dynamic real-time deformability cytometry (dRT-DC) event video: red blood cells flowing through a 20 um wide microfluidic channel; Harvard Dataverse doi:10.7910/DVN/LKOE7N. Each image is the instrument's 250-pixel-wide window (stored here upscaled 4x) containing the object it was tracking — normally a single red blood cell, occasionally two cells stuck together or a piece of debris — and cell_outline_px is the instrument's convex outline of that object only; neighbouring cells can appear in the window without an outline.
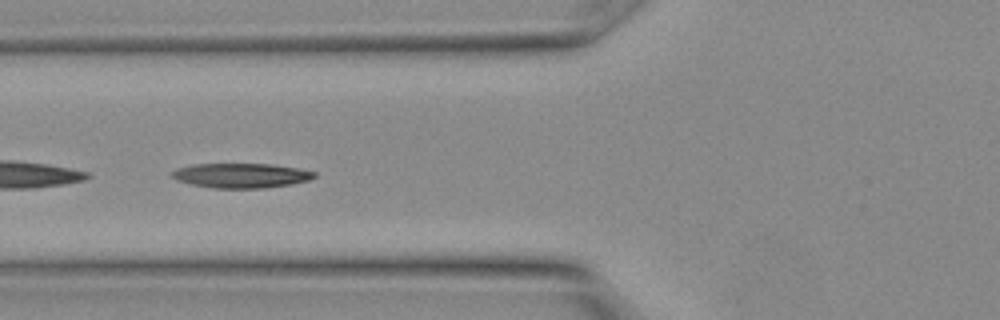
{"species": "Egyptian fruit bat (a non-hibernating species)", "species_latin": "Rousettus aegyptiacus", "temperature_condition": "warm", "stored_images_in_passage": 15, "segment_of_instrument_passage": [2, 2], "camera_frame_rate_fps": 3000, "um_per_image_px": 0.085, "animal": {"sex": "female"}, "frame": {"image": 1, "passage_image": 10, "time_ms": 3.0, "image_size_px": [1000, 320], "cell_outline_px": [[316, 176], [308, 180], [292, 184], [264, 188], [212, 188], [192, 184], [180, 180], [172, 176], [172, 172], [176, 168], [192, 164], [272, 164], [300, 168], [316, 172]], "centroid_in_image_um": [20.54, 14.91], "position_along_channel_um": 105.3, "area_um2": 20.4}}
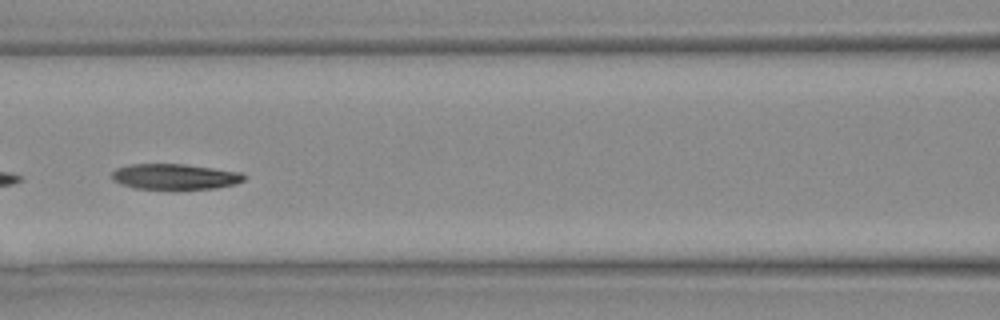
{"frame": {"image": 2, "passage_image": 12, "time_ms": 3.667, "image_size_px": [1000, 320], "cell_outline_px": [[248, 176], [244, 180], [236, 184], [216, 188], [136, 188], [120, 184], [112, 180], [112, 172], [116, 168], [128, 164], [184, 164], [244, 172]], "centroid_in_image_um": [14.9, 14.99], "position_along_channel_um": 151.7, "area_um2": 19.71}}
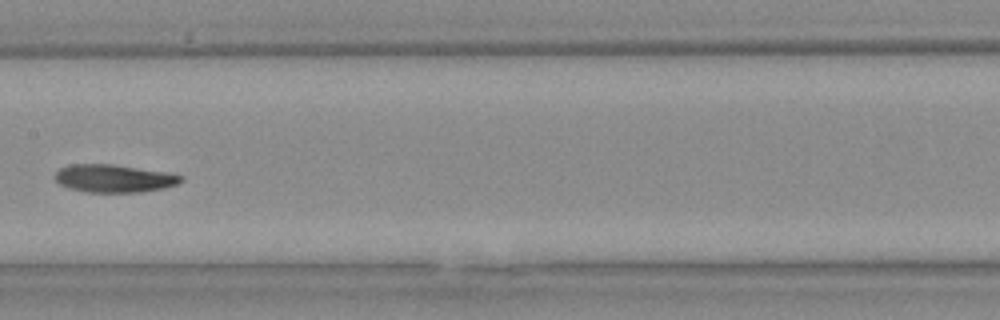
{"frame": {"image": 3, "passage_image": 14, "time_ms": 4.333, "image_size_px": [1000, 320], "cell_outline_px": [[184, 180], [176, 184], [164, 188], [140, 192], [88, 192], [72, 188], [60, 184], [52, 176], [60, 168], [68, 164], [112, 164], [164, 172], [184, 176]], "centroid_in_image_um": [9.67, 15.16], "position_along_channel_um": 197.7, "area_um2": 20.29}}